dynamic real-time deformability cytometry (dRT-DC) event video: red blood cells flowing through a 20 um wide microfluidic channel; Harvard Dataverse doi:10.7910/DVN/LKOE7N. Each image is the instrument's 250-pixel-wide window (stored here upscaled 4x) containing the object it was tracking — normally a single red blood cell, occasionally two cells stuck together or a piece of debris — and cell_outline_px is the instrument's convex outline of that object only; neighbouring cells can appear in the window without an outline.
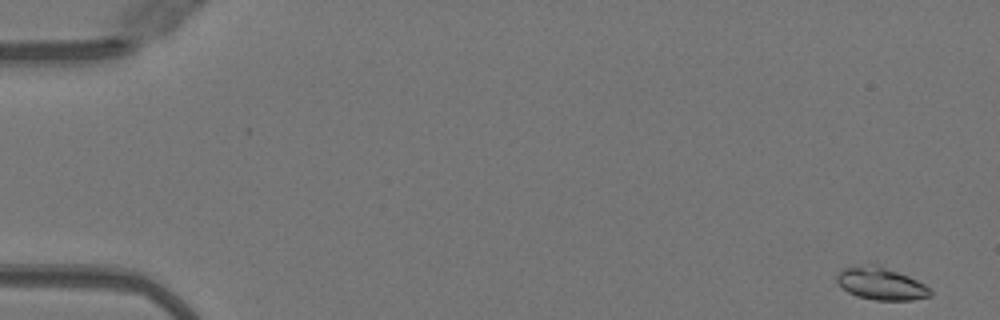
{"species": "Egyptian fruit bat (a non-hibernating species)", "species_latin": "Rousettus aegyptiacus", "temperature_condition": "warm", "stored_images_in_passage": 8, "camera_frame_rate_fps": 3000, "um_per_image_px": 0.085, "animal": {"sex": "female"}, "frame": {"image": 1, "passage_image": 1, "time_ms": 0.0, "image_size_px": [1000, 320], "cell_outline_px": [[932, 296], [912, 300], [872, 300], [856, 296], [848, 292], [836, 280], [836, 276], [844, 268], [868, 264], [876, 264], [908, 276], [924, 284], [932, 292]], "centroid_in_image_um": [74.89, 24.12], "position_along_channel_um": 10.1, "area_um2": 17.46}}